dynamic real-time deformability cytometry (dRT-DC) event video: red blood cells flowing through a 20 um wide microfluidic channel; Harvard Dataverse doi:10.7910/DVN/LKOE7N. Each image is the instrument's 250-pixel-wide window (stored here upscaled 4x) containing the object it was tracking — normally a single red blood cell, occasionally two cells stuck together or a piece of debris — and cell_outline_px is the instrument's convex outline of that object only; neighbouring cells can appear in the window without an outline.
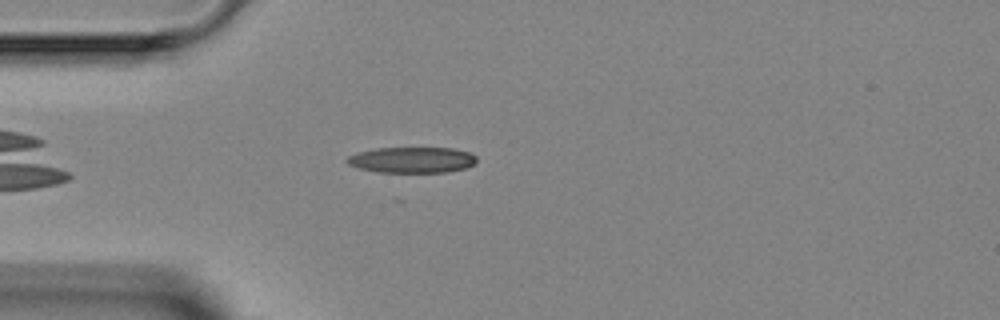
{"species": "Egyptian fruit bat (a non-hibernating species)", "species_latin": "Rousettus aegyptiacus", "temperature_condition": "room temperature", "stored_images_in_passage": 5, "camera_frame_rate_fps": 3000, "um_per_image_px": 0.085, "animal": {"sex": "female"}, "frame": {"image": 1, "passage_image": 5, "time_ms": 5.0, "image_size_px": [1000, 320], "cell_outline_px": [[476, 164], [468, 168], [448, 172], [376, 172], [360, 168], [348, 164], [344, 160], [348, 156], [356, 152], [376, 148], [452, 148], [468, 152], [476, 156]], "centroid_in_image_um": [35.02, 13.59], "position_along_channel_um": 50.0, "area_um2": 19.71}}